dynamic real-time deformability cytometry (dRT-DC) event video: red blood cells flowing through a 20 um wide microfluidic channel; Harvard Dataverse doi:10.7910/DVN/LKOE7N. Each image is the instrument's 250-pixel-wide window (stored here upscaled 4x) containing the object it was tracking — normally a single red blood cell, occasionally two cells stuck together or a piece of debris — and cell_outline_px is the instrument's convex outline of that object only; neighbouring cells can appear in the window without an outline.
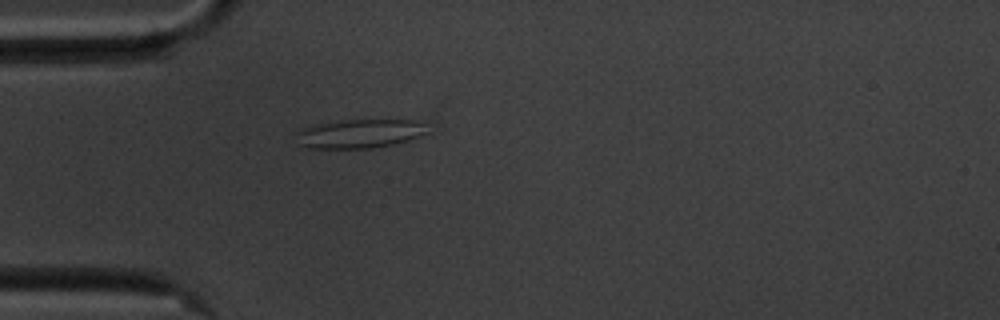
{"species": "common noctule bat (a hibernating species)", "species_latin": "Nyctalus noctula", "temperature_condition": "cold", "stored_images_in_passage": 42, "camera_frame_rate_fps": 3000, "um_per_image_px": 0.085, "animal": {"sex": "male", "body_mass_g": 20.1, "forearm_length_mm": 53.5}, "frame": {"image": 1, "passage_image": 1, "time_ms": 0.0, "image_size_px": [1000, 320], "cell_outline_px": [[428, 132], [408, 140], [392, 144], [372, 148], [308, 148], [296, 144], [296, 132], [304, 128], [320, 124], [344, 120], [412, 120], [420, 124]], "centroid_in_image_um": [30.48, 11.37], "position_along_channel_um": 54.5, "area_um2": 21.62}}
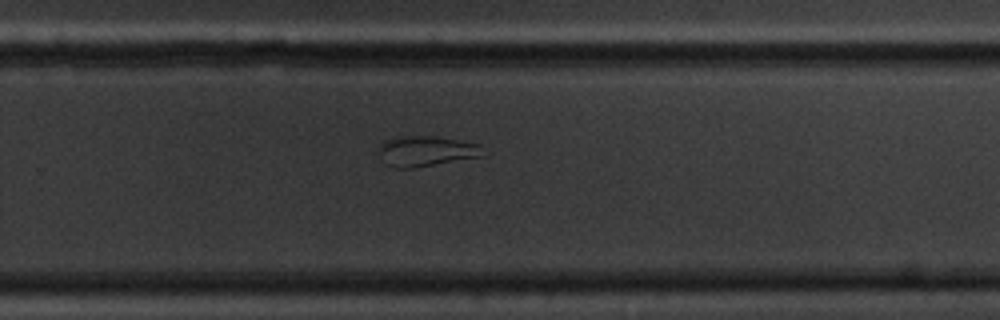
{"frame": {"image": 2, "passage_image": 22, "time_ms": 7.0, "image_size_px": [1000, 320], "cell_outline_px": [[484, 156], [416, 168], [396, 168], [384, 164], [376, 148], [384, 140], [404, 136], [436, 136], [480, 144]], "centroid_in_image_um": [36.18, 12.86], "position_along_channel_um": 293.6, "area_um2": 18.73}}
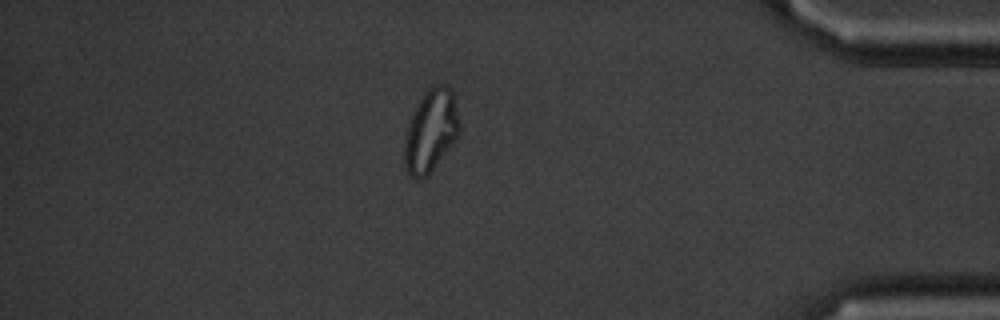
{"frame": {"image": 3, "passage_image": 34, "time_ms": 11.0, "image_size_px": [1000, 320], "cell_outline_px": [[460, 136], [428, 176], [424, 180], [416, 180], [408, 172], [404, 164], [404, 140], [408, 124], [424, 92], [428, 88], [436, 84], [444, 84], [456, 96], [460, 124]], "centroid_in_image_um": [36.66, 11.15], "position_along_channel_um": 398.5, "area_um2": 26.93}, "authors_computed_cell_mechanics": {"area_um2": 19.7676, "velocity_mm_per_s": 3.5139, "shape_relaxation_time_tau1_ms": null, "shape_relaxation_time_tau2_ms": 1.4784, "deformation_change_tau1": null, "deformation_change_tau2": 0.0698}}